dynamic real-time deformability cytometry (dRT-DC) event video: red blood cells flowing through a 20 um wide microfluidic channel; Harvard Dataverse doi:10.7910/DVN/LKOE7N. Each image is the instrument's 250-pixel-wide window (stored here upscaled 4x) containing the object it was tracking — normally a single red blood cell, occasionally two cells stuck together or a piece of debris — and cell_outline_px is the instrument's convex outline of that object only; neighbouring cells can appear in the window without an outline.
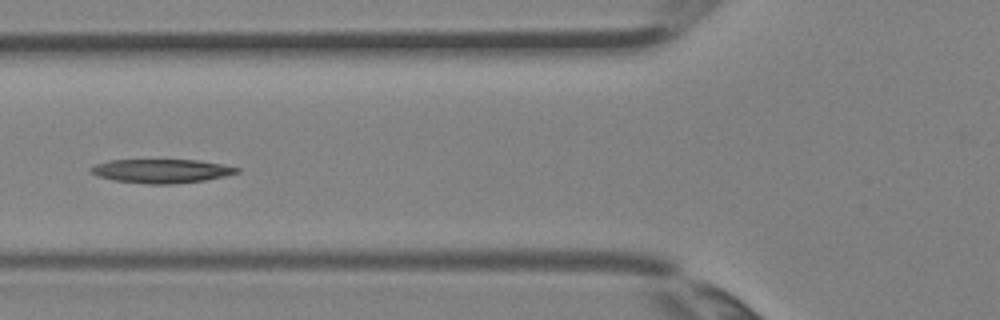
{"species": "Egyptian fruit bat (a non-hibernating species)", "species_latin": "Rousettus aegyptiacus", "temperature_condition": "room temperature", "stored_images_in_passage": 4, "camera_frame_rate_fps": 3000, "um_per_image_px": 0.085, "animal": {"sex": "female"}, "frame": {"image": 1, "passage_image": 4, "time_ms": 1.0, "image_size_px": [1000, 320], "cell_outline_px": [[240, 172], [224, 176], [204, 180], [172, 184], [148, 184], [112, 180], [96, 176], [88, 168], [96, 164], [108, 160], [196, 160], [220, 164], [240, 168]], "centroid_in_image_um": [13.68, 14.54], "position_along_channel_um": 112.1, "area_um2": 20.23}}